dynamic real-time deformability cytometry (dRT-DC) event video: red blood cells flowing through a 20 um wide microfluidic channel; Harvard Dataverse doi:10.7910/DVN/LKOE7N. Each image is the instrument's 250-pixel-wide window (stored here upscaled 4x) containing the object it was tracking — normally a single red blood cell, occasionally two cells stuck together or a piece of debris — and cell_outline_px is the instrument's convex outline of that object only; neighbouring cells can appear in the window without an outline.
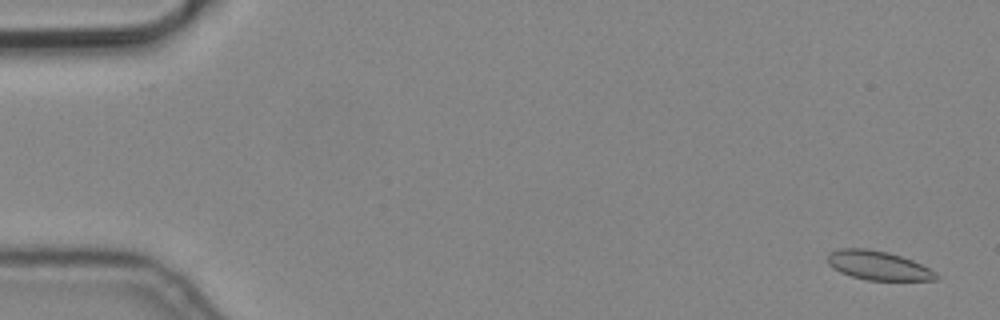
{"species": "common noctule bat (a hibernating species)", "species_latin": "Nyctalus noctula", "temperature_condition": "cold", "stored_images_in_passage": 5, "camera_frame_rate_fps": 3000, "um_per_image_px": 0.085, "animal": {"sex": "male", "body_mass_g": 19.2, "forearm_length_mm": 51.8}, "frame": {"image": 1, "passage_image": 1, "time_ms": 0.0, "image_size_px": [1000, 320], "cell_outline_px": [[940, 276], [936, 280], [868, 280], [852, 276], [840, 272], [828, 264], [828, 256], [832, 252], [840, 248], [868, 248], [888, 252], [912, 260], [936, 272]], "centroid_in_image_um": [74.66, 22.56], "position_along_channel_um": 10.3, "area_um2": 18.21}}